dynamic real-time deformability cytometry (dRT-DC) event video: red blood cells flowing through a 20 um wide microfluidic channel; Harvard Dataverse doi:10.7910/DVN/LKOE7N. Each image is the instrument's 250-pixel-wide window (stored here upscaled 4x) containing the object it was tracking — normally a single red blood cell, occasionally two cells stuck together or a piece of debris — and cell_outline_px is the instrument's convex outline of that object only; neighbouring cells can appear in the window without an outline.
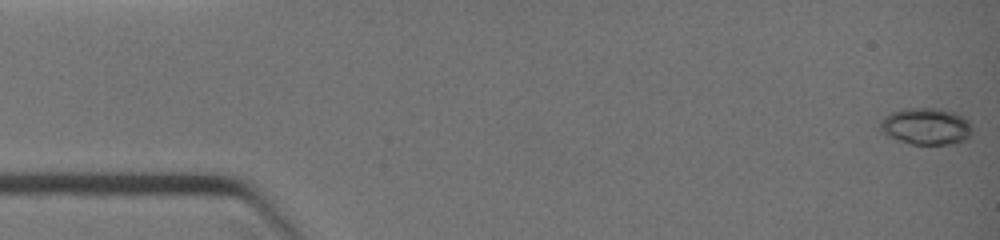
{"species": "common noctule bat (a hibernating species)", "species_latin": "Nyctalus noctula", "temperature_condition": "warm", "stored_images_in_passage": 4, "camera_frame_rate_fps": 3000, "um_per_image_px": 0.085, "animal": {"sex": "female", "body_mass_g": 19.0, "forearm_length_mm": 51.5}, "frame": {"image": 1, "passage_image": 1, "time_ms": 0.0, "image_size_px": [1000, 240], "cell_outline_px": [[972, 132], [968, 140], [952, 144], [912, 144], [884, 136], [880, 128], [880, 124], [884, 116], [892, 112], [904, 108], [940, 108], [956, 112], [968, 120], [972, 124]], "centroid_in_image_um": [78.74, 10.74], "position_along_channel_um": 6.3, "area_um2": 20.11}}